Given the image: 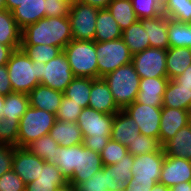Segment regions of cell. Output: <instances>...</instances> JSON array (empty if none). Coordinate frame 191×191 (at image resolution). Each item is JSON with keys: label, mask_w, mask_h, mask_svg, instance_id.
<instances>
[{"label": "cell", "mask_w": 191, "mask_h": 191, "mask_svg": "<svg viewBox=\"0 0 191 191\" xmlns=\"http://www.w3.org/2000/svg\"><path fill=\"white\" fill-rule=\"evenodd\" d=\"M73 40L68 16L45 17L21 31V45L46 44L64 47Z\"/></svg>", "instance_id": "cell-1"}, {"label": "cell", "mask_w": 191, "mask_h": 191, "mask_svg": "<svg viewBox=\"0 0 191 191\" xmlns=\"http://www.w3.org/2000/svg\"><path fill=\"white\" fill-rule=\"evenodd\" d=\"M13 92L29 94L41 81V62H33L21 48L7 62Z\"/></svg>", "instance_id": "cell-2"}, {"label": "cell", "mask_w": 191, "mask_h": 191, "mask_svg": "<svg viewBox=\"0 0 191 191\" xmlns=\"http://www.w3.org/2000/svg\"><path fill=\"white\" fill-rule=\"evenodd\" d=\"M102 78L108 84L120 109H124L136 100L141 78L132 63L120 66Z\"/></svg>", "instance_id": "cell-3"}, {"label": "cell", "mask_w": 191, "mask_h": 191, "mask_svg": "<svg viewBox=\"0 0 191 191\" xmlns=\"http://www.w3.org/2000/svg\"><path fill=\"white\" fill-rule=\"evenodd\" d=\"M63 51L75 77L98 79L96 41L71 40Z\"/></svg>", "instance_id": "cell-4"}, {"label": "cell", "mask_w": 191, "mask_h": 191, "mask_svg": "<svg viewBox=\"0 0 191 191\" xmlns=\"http://www.w3.org/2000/svg\"><path fill=\"white\" fill-rule=\"evenodd\" d=\"M55 121V114L29 106L19 120L16 147L26 148L34 140L49 134Z\"/></svg>", "instance_id": "cell-5"}, {"label": "cell", "mask_w": 191, "mask_h": 191, "mask_svg": "<svg viewBox=\"0 0 191 191\" xmlns=\"http://www.w3.org/2000/svg\"><path fill=\"white\" fill-rule=\"evenodd\" d=\"M96 54L98 61V78L115 71L123 65L131 63L133 54L122 38L97 42Z\"/></svg>", "instance_id": "cell-6"}, {"label": "cell", "mask_w": 191, "mask_h": 191, "mask_svg": "<svg viewBox=\"0 0 191 191\" xmlns=\"http://www.w3.org/2000/svg\"><path fill=\"white\" fill-rule=\"evenodd\" d=\"M99 9L77 2L70 6L69 21L73 40L94 41Z\"/></svg>", "instance_id": "cell-7"}, {"label": "cell", "mask_w": 191, "mask_h": 191, "mask_svg": "<svg viewBox=\"0 0 191 191\" xmlns=\"http://www.w3.org/2000/svg\"><path fill=\"white\" fill-rule=\"evenodd\" d=\"M113 120L114 114H105L85 107L76 123L84 139H110Z\"/></svg>", "instance_id": "cell-8"}, {"label": "cell", "mask_w": 191, "mask_h": 191, "mask_svg": "<svg viewBox=\"0 0 191 191\" xmlns=\"http://www.w3.org/2000/svg\"><path fill=\"white\" fill-rule=\"evenodd\" d=\"M74 78L75 76L64 51L49 60L46 64L41 62L40 84L44 86L64 93L66 87Z\"/></svg>", "instance_id": "cell-9"}, {"label": "cell", "mask_w": 191, "mask_h": 191, "mask_svg": "<svg viewBox=\"0 0 191 191\" xmlns=\"http://www.w3.org/2000/svg\"><path fill=\"white\" fill-rule=\"evenodd\" d=\"M167 50L147 48L133 55L131 63L140 78L167 77Z\"/></svg>", "instance_id": "cell-10"}, {"label": "cell", "mask_w": 191, "mask_h": 191, "mask_svg": "<svg viewBox=\"0 0 191 191\" xmlns=\"http://www.w3.org/2000/svg\"><path fill=\"white\" fill-rule=\"evenodd\" d=\"M161 108L134 101L123 110L135 120L140 134L154 137L159 141Z\"/></svg>", "instance_id": "cell-11"}, {"label": "cell", "mask_w": 191, "mask_h": 191, "mask_svg": "<svg viewBox=\"0 0 191 191\" xmlns=\"http://www.w3.org/2000/svg\"><path fill=\"white\" fill-rule=\"evenodd\" d=\"M103 168L101 155L91 149L85 148L83 143L76 145V166L70 185L77 186Z\"/></svg>", "instance_id": "cell-12"}, {"label": "cell", "mask_w": 191, "mask_h": 191, "mask_svg": "<svg viewBox=\"0 0 191 191\" xmlns=\"http://www.w3.org/2000/svg\"><path fill=\"white\" fill-rule=\"evenodd\" d=\"M44 163L45 160L39 158L27 148L16 147L14 149L12 169L25 184L39 178Z\"/></svg>", "instance_id": "cell-13"}, {"label": "cell", "mask_w": 191, "mask_h": 191, "mask_svg": "<svg viewBox=\"0 0 191 191\" xmlns=\"http://www.w3.org/2000/svg\"><path fill=\"white\" fill-rule=\"evenodd\" d=\"M164 158L163 147L157 152L133 156L132 179H153L159 183Z\"/></svg>", "instance_id": "cell-14"}, {"label": "cell", "mask_w": 191, "mask_h": 191, "mask_svg": "<svg viewBox=\"0 0 191 191\" xmlns=\"http://www.w3.org/2000/svg\"><path fill=\"white\" fill-rule=\"evenodd\" d=\"M183 182H191V161L165 155L159 183L171 188Z\"/></svg>", "instance_id": "cell-15"}, {"label": "cell", "mask_w": 191, "mask_h": 191, "mask_svg": "<svg viewBox=\"0 0 191 191\" xmlns=\"http://www.w3.org/2000/svg\"><path fill=\"white\" fill-rule=\"evenodd\" d=\"M189 124L188 110L176 109L162 106L159 143L163 146L168 140L173 138L179 129Z\"/></svg>", "instance_id": "cell-16"}, {"label": "cell", "mask_w": 191, "mask_h": 191, "mask_svg": "<svg viewBox=\"0 0 191 191\" xmlns=\"http://www.w3.org/2000/svg\"><path fill=\"white\" fill-rule=\"evenodd\" d=\"M167 77L141 78L136 100L140 104L162 107Z\"/></svg>", "instance_id": "cell-17"}, {"label": "cell", "mask_w": 191, "mask_h": 191, "mask_svg": "<svg viewBox=\"0 0 191 191\" xmlns=\"http://www.w3.org/2000/svg\"><path fill=\"white\" fill-rule=\"evenodd\" d=\"M88 107L105 114H116L121 110L116 105L109 86L103 78L92 82Z\"/></svg>", "instance_id": "cell-18"}, {"label": "cell", "mask_w": 191, "mask_h": 191, "mask_svg": "<svg viewBox=\"0 0 191 191\" xmlns=\"http://www.w3.org/2000/svg\"><path fill=\"white\" fill-rule=\"evenodd\" d=\"M68 183L57 166L45 162L39 178L25 184V191H56Z\"/></svg>", "instance_id": "cell-19"}, {"label": "cell", "mask_w": 191, "mask_h": 191, "mask_svg": "<svg viewBox=\"0 0 191 191\" xmlns=\"http://www.w3.org/2000/svg\"><path fill=\"white\" fill-rule=\"evenodd\" d=\"M140 134L138 125L123 109L114 114V120L111 129V139L123 144L130 145Z\"/></svg>", "instance_id": "cell-20"}, {"label": "cell", "mask_w": 191, "mask_h": 191, "mask_svg": "<svg viewBox=\"0 0 191 191\" xmlns=\"http://www.w3.org/2000/svg\"><path fill=\"white\" fill-rule=\"evenodd\" d=\"M29 103L31 107L43 109L56 115L60 107L61 99L64 93L38 84L29 94Z\"/></svg>", "instance_id": "cell-21"}, {"label": "cell", "mask_w": 191, "mask_h": 191, "mask_svg": "<svg viewBox=\"0 0 191 191\" xmlns=\"http://www.w3.org/2000/svg\"><path fill=\"white\" fill-rule=\"evenodd\" d=\"M45 0H25L13 11V17L22 30L27 25L36 23L41 18H45Z\"/></svg>", "instance_id": "cell-22"}, {"label": "cell", "mask_w": 191, "mask_h": 191, "mask_svg": "<svg viewBox=\"0 0 191 191\" xmlns=\"http://www.w3.org/2000/svg\"><path fill=\"white\" fill-rule=\"evenodd\" d=\"M147 31L151 48H161L167 50L170 47L167 32V16L164 14L156 18L139 19Z\"/></svg>", "instance_id": "cell-23"}, {"label": "cell", "mask_w": 191, "mask_h": 191, "mask_svg": "<svg viewBox=\"0 0 191 191\" xmlns=\"http://www.w3.org/2000/svg\"><path fill=\"white\" fill-rule=\"evenodd\" d=\"M49 135L62 147L75 146L83 143V135L77 123L56 120Z\"/></svg>", "instance_id": "cell-24"}, {"label": "cell", "mask_w": 191, "mask_h": 191, "mask_svg": "<svg viewBox=\"0 0 191 191\" xmlns=\"http://www.w3.org/2000/svg\"><path fill=\"white\" fill-rule=\"evenodd\" d=\"M166 156L179 157L191 161V125L178 130L173 138L163 146Z\"/></svg>", "instance_id": "cell-25"}, {"label": "cell", "mask_w": 191, "mask_h": 191, "mask_svg": "<svg viewBox=\"0 0 191 191\" xmlns=\"http://www.w3.org/2000/svg\"><path fill=\"white\" fill-rule=\"evenodd\" d=\"M94 41L104 42L122 38L120 26L107 9H100L96 18Z\"/></svg>", "instance_id": "cell-26"}, {"label": "cell", "mask_w": 191, "mask_h": 191, "mask_svg": "<svg viewBox=\"0 0 191 191\" xmlns=\"http://www.w3.org/2000/svg\"><path fill=\"white\" fill-rule=\"evenodd\" d=\"M191 65V49L187 47H169L166 57L167 78L172 80L181 75Z\"/></svg>", "instance_id": "cell-27"}, {"label": "cell", "mask_w": 191, "mask_h": 191, "mask_svg": "<svg viewBox=\"0 0 191 191\" xmlns=\"http://www.w3.org/2000/svg\"><path fill=\"white\" fill-rule=\"evenodd\" d=\"M162 106L189 110L191 108V88L180 87L174 79L165 88Z\"/></svg>", "instance_id": "cell-28"}, {"label": "cell", "mask_w": 191, "mask_h": 191, "mask_svg": "<svg viewBox=\"0 0 191 191\" xmlns=\"http://www.w3.org/2000/svg\"><path fill=\"white\" fill-rule=\"evenodd\" d=\"M21 29L18 27L12 12L0 11V43L10 46L13 50L20 48Z\"/></svg>", "instance_id": "cell-29"}, {"label": "cell", "mask_w": 191, "mask_h": 191, "mask_svg": "<svg viewBox=\"0 0 191 191\" xmlns=\"http://www.w3.org/2000/svg\"><path fill=\"white\" fill-rule=\"evenodd\" d=\"M122 39L133 55L150 48V41L147 31H145L139 20L122 31Z\"/></svg>", "instance_id": "cell-30"}, {"label": "cell", "mask_w": 191, "mask_h": 191, "mask_svg": "<svg viewBox=\"0 0 191 191\" xmlns=\"http://www.w3.org/2000/svg\"><path fill=\"white\" fill-rule=\"evenodd\" d=\"M94 78L75 77L66 87L64 96L82 108L88 107L91 85Z\"/></svg>", "instance_id": "cell-31"}, {"label": "cell", "mask_w": 191, "mask_h": 191, "mask_svg": "<svg viewBox=\"0 0 191 191\" xmlns=\"http://www.w3.org/2000/svg\"><path fill=\"white\" fill-rule=\"evenodd\" d=\"M106 9L112 14L122 31L139 20L131 0H112Z\"/></svg>", "instance_id": "cell-32"}, {"label": "cell", "mask_w": 191, "mask_h": 191, "mask_svg": "<svg viewBox=\"0 0 191 191\" xmlns=\"http://www.w3.org/2000/svg\"><path fill=\"white\" fill-rule=\"evenodd\" d=\"M167 32L170 47L191 49V23L178 22L167 17Z\"/></svg>", "instance_id": "cell-33"}, {"label": "cell", "mask_w": 191, "mask_h": 191, "mask_svg": "<svg viewBox=\"0 0 191 191\" xmlns=\"http://www.w3.org/2000/svg\"><path fill=\"white\" fill-rule=\"evenodd\" d=\"M30 106L29 96L24 93L12 92L5 96L3 117L20 120Z\"/></svg>", "instance_id": "cell-34"}, {"label": "cell", "mask_w": 191, "mask_h": 191, "mask_svg": "<svg viewBox=\"0 0 191 191\" xmlns=\"http://www.w3.org/2000/svg\"><path fill=\"white\" fill-rule=\"evenodd\" d=\"M54 165L57 166L61 174L69 182L72 179L74 168L76 166V145L69 147H56Z\"/></svg>", "instance_id": "cell-35"}, {"label": "cell", "mask_w": 191, "mask_h": 191, "mask_svg": "<svg viewBox=\"0 0 191 191\" xmlns=\"http://www.w3.org/2000/svg\"><path fill=\"white\" fill-rule=\"evenodd\" d=\"M58 143L49 135L34 140L26 148L47 163L54 164L56 147Z\"/></svg>", "instance_id": "cell-36"}, {"label": "cell", "mask_w": 191, "mask_h": 191, "mask_svg": "<svg viewBox=\"0 0 191 191\" xmlns=\"http://www.w3.org/2000/svg\"><path fill=\"white\" fill-rule=\"evenodd\" d=\"M20 48L33 62L40 61L44 64L63 51L60 47L46 44L20 45Z\"/></svg>", "instance_id": "cell-37"}, {"label": "cell", "mask_w": 191, "mask_h": 191, "mask_svg": "<svg viewBox=\"0 0 191 191\" xmlns=\"http://www.w3.org/2000/svg\"><path fill=\"white\" fill-rule=\"evenodd\" d=\"M163 14L178 22L191 23V0H169Z\"/></svg>", "instance_id": "cell-38"}, {"label": "cell", "mask_w": 191, "mask_h": 191, "mask_svg": "<svg viewBox=\"0 0 191 191\" xmlns=\"http://www.w3.org/2000/svg\"><path fill=\"white\" fill-rule=\"evenodd\" d=\"M161 147L156 138L139 134L136 139L127 146V151L133 156H138L157 152Z\"/></svg>", "instance_id": "cell-39"}, {"label": "cell", "mask_w": 191, "mask_h": 191, "mask_svg": "<svg viewBox=\"0 0 191 191\" xmlns=\"http://www.w3.org/2000/svg\"><path fill=\"white\" fill-rule=\"evenodd\" d=\"M113 170L114 183L121 188L125 187L132 178L133 155L128 153L117 164L108 165Z\"/></svg>", "instance_id": "cell-40"}, {"label": "cell", "mask_w": 191, "mask_h": 191, "mask_svg": "<svg viewBox=\"0 0 191 191\" xmlns=\"http://www.w3.org/2000/svg\"><path fill=\"white\" fill-rule=\"evenodd\" d=\"M127 154V147L111 138L100 153L103 166L117 164L120 160L125 158Z\"/></svg>", "instance_id": "cell-41"}, {"label": "cell", "mask_w": 191, "mask_h": 191, "mask_svg": "<svg viewBox=\"0 0 191 191\" xmlns=\"http://www.w3.org/2000/svg\"><path fill=\"white\" fill-rule=\"evenodd\" d=\"M19 120L0 118V144L16 147L18 141Z\"/></svg>", "instance_id": "cell-42"}, {"label": "cell", "mask_w": 191, "mask_h": 191, "mask_svg": "<svg viewBox=\"0 0 191 191\" xmlns=\"http://www.w3.org/2000/svg\"><path fill=\"white\" fill-rule=\"evenodd\" d=\"M77 191H108L107 166L76 186Z\"/></svg>", "instance_id": "cell-43"}, {"label": "cell", "mask_w": 191, "mask_h": 191, "mask_svg": "<svg viewBox=\"0 0 191 191\" xmlns=\"http://www.w3.org/2000/svg\"><path fill=\"white\" fill-rule=\"evenodd\" d=\"M82 109L83 108L79 104H76L75 102H72L71 99L63 96L60 107L56 112V120L60 122L69 121L76 123Z\"/></svg>", "instance_id": "cell-44"}, {"label": "cell", "mask_w": 191, "mask_h": 191, "mask_svg": "<svg viewBox=\"0 0 191 191\" xmlns=\"http://www.w3.org/2000/svg\"><path fill=\"white\" fill-rule=\"evenodd\" d=\"M131 3L138 19L156 18L163 14L155 0H131Z\"/></svg>", "instance_id": "cell-45"}, {"label": "cell", "mask_w": 191, "mask_h": 191, "mask_svg": "<svg viewBox=\"0 0 191 191\" xmlns=\"http://www.w3.org/2000/svg\"><path fill=\"white\" fill-rule=\"evenodd\" d=\"M0 191H25V183L12 169L0 177Z\"/></svg>", "instance_id": "cell-46"}, {"label": "cell", "mask_w": 191, "mask_h": 191, "mask_svg": "<svg viewBox=\"0 0 191 191\" xmlns=\"http://www.w3.org/2000/svg\"><path fill=\"white\" fill-rule=\"evenodd\" d=\"M45 17H65L69 15L70 5L61 0H45Z\"/></svg>", "instance_id": "cell-47"}, {"label": "cell", "mask_w": 191, "mask_h": 191, "mask_svg": "<svg viewBox=\"0 0 191 191\" xmlns=\"http://www.w3.org/2000/svg\"><path fill=\"white\" fill-rule=\"evenodd\" d=\"M15 148L12 145L0 144V177L12 170Z\"/></svg>", "instance_id": "cell-48"}, {"label": "cell", "mask_w": 191, "mask_h": 191, "mask_svg": "<svg viewBox=\"0 0 191 191\" xmlns=\"http://www.w3.org/2000/svg\"><path fill=\"white\" fill-rule=\"evenodd\" d=\"M157 182L153 179H130L123 187L125 191H150Z\"/></svg>", "instance_id": "cell-49"}, {"label": "cell", "mask_w": 191, "mask_h": 191, "mask_svg": "<svg viewBox=\"0 0 191 191\" xmlns=\"http://www.w3.org/2000/svg\"><path fill=\"white\" fill-rule=\"evenodd\" d=\"M13 89L10 83L7 65L0 66V95H8Z\"/></svg>", "instance_id": "cell-50"}, {"label": "cell", "mask_w": 191, "mask_h": 191, "mask_svg": "<svg viewBox=\"0 0 191 191\" xmlns=\"http://www.w3.org/2000/svg\"><path fill=\"white\" fill-rule=\"evenodd\" d=\"M108 141L109 139H83V145L85 148L91 149L100 154Z\"/></svg>", "instance_id": "cell-51"}, {"label": "cell", "mask_w": 191, "mask_h": 191, "mask_svg": "<svg viewBox=\"0 0 191 191\" xmlns=\"http://www.w3.org/2000/svg\"><path fill=\"white\" fill-rule=\"evenodd\" d=\"M174 80L180 84V87L191 88V65L181 75L174 78Z\"/></svg>", "instance_id": "cell-52"}, {"label": "cell", "mask_w": 191, "mask_h": 191, "mask_svg": "<svg viewBox=\"0 0 191 191\" xmlns=\"http://www.w3.org/2000/svg\"><path fill=\"white\" fill-rule=\"evenodd\" d=\"M13 51L14 50L10 46L0 43V66L7 65Z\"/></svg>", "instance_id": "cell-53"}, {"label": "cell", "mask_w": 191, "mask_h": 191, "mask_svg": "<svg viewBox=\"0 0 191 191\" xmlns=\"http://www.w3.org/2000/svg\"><path fill=\"white\" fill-rule=\"evenodd\" d=\"M81 3L91 5L97 9H106L112 0H78Z\"/></svg>", "instance_id": "cell-54"}, {"label": "cell", "mask_w": 191, "mask_h": 191, "mask_svg": "<svg viewBox=\"0 0 191 191\" xmlns=\"http://www.w3.org/2000/svg\"><path fill=\"white\" fill-rule=\"evenodd\" d=\"M107 186L108 191H118L121 189V187L114 183V177H113V170L107 166Z\"/></svg>", "instance_id": "cell-55"}, {"label": "cell", "mask_w": 191, "mask_h": 191, "mask_svg": "<svg viewBox=\"0 0 191 191\" xmlns=\"http://www.w3.org/2000/svg\"><path fill=\"white\" fill-rule=\"evenodd\" d=\"M170 191H191V182H183L174 185L170 188Z\"/></svg>", "instance_id": "cell-56"}, {"label": "cell", "mask_w": 191, "mask_h": 191, "mask_svg": "<svg viewBox=\"0 0 191 191\" xmlns=\"http://www.w3.org/2000/svg\"><path fill=\"white\" fill-rule=\"evenodd\" d=\"M25 0H5L6 9L12 12L16 7H18Z\"/></svg>", "instance_id": "cell-57"}, {"label": "cell", "mask_w": 191, "mask_h": 191, "mask_svg": "<svg viewBox=\"0 0 191 191\" xmlns=\"http://www.w3.org/2000/svg\"><path fill=\"white\" fill-rule=\"evenodd\" d=\"M150 191H170V188L166 187L164 184L156 183Z\"/></svg>", "instance_id": "cell-58"}, {"label": "cell", "mask_w": 191, "mask_h": 191, "mask_svg": "<svg viewBox=\"0 0 191 191\" xmlns=\"http://www.w3.org/2000/svg\"><path fill=\"white\" fill-rule=\"evenodd\" d=\"M56 191H77L76 187L73 186V185H70L69 183L64 186V187H61L59 189H57Z\"/></svg>", "instance_id": "cell-59"}, {"label": "cell", "mask_w": 191, "mask_h": 191, "mask_svg": "<svg viewBox=\"0 0 191 191\" xmlns=\"http://www.w3.org/2000/svg\"><path fill=\"white\" fill-rule=\"evenodd\" d=\"M4 102H5V96L0 95V118H3Z\"/></svg>", "instance_id": "cell-60"}, {"label": "cell", "mask_w": 191, "mask_h": 191, "mask_svg": "<svg viewBox=\"0 0 191 191\" xmlns=\"http://www.w3.org/2000/svg\"><path fill=\"white\" fill-rule=\"evenodd\" d=\"M155 1L157 2V4L162 10L167 6L169 2V0H155Z\"/></svg>", "instance_id": "cell-61"}, {"label": "cell", "mask_w": 191, "mask_h": 191, "mask_svg": "<svg viewBox=\"0 0 191 191\" xmlns=\"http://www.w3.org/2000/svg\"><path fill=\"white\" fill-rule=\"evenodd\" d=\"M61 1L65 2L66 4H68L70 6H72L78 2V0H61Z\"/></svg>", "instance_id": "cell-62"}, {"label": "cell", "mask_w": 191, "mask_h": 191, "mask_svg": "<svg viewBox=\"0 0 191 191\" xmlns=\"http://www.w3.org/2000/svg\"><path fill=\"white\" fill-rule=\"evenodd\" d=\"M5 9H6L5 0H0V11L5 10Z\"/></svg>", "instance_id": "cell-63"}, {"label": "cell", "mask_w": 191, "mask_h": 191, "mask_svg": "<svg viewBox=\"0 0 191 191\" xmlns=\"http://www.w3.org/2000/svg\"><path fill=\"white\" fill-rule=\"evenodd\" d=\"M189 112V124L191 125V108L188 110Z\"/></svg>", "instance_id": "cell-64"}]
</instances>
